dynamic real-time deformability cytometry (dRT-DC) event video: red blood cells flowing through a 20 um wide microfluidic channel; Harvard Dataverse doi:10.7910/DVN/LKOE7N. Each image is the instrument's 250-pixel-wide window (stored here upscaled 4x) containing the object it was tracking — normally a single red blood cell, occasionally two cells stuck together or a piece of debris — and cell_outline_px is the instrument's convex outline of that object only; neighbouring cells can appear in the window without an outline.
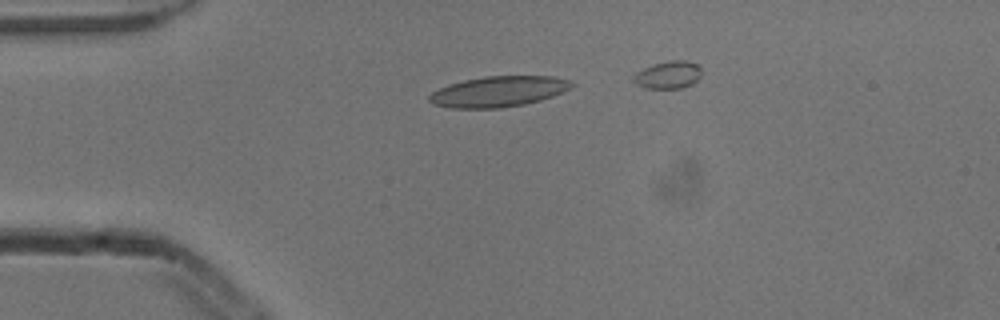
{"species": "common noctule bat (a hibernating species)", "species_latin": "Nyctalus noctula", "temperature_condition": "cold", "stored_images_in_passage": 5, "camera_frame_rate_fps": 3000, "um_per_image_px": 0.085, "animal": {"sex": "male", "body_mass_g": 13.3}, "frame": {"image": 1, "passage_image": 2, "time_ms": 0.333, "image_size_px": [1000, 320], "cell_outline_px": [[576, 84], [572, 88], [564, 92], [540, 100], [524, 104], [500, 108], [452, 108], [432, 104], [428, 100], [428, 96], [432, 92], [448, 84], [464, 80], [484, 76], [552, 76], [572, 80]], "centroid_in_image_um": [42.4, 7.77], "position_along_channel_um": 42.6, "area_um2": 25.61}}